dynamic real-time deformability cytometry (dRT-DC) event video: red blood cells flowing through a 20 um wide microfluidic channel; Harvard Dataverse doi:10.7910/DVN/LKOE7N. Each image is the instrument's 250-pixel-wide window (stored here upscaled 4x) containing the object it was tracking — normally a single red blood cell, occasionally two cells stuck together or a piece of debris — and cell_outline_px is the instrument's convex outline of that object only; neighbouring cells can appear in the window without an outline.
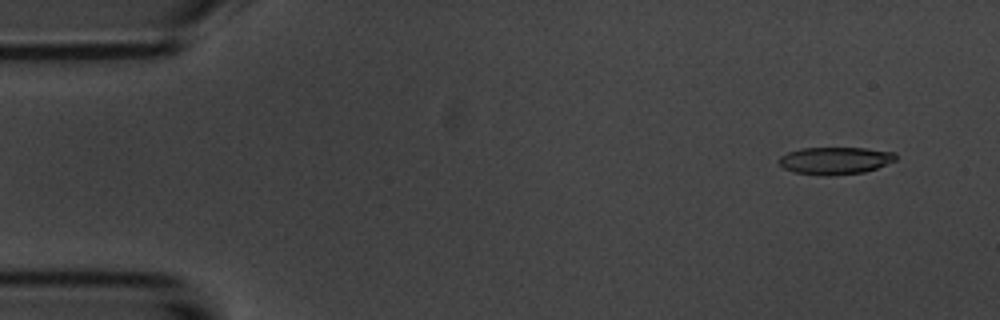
{"species": "common noctule bat (a hibernating species)", "species_latin": "Nyctalus noctula", "temperature_condition": "room temperature", "stored_images_in_passage": 7, "camera_frame_rate_fps": 3000, "um_per_image_px": 0.085, "animal": {"sex": "male", "body_mass_g": 20.1, "forearm_length_mm": 53.5}, "frame": {"image": 1, "passage_image": 2, "time_ms": 1.0, "image_size_px": [1000, 320], "cell_outline_px": [[896, 160], [876, 168], [864, 172], [828, 176], [820, 176], [796, 172], [784, 168], [780, 164], [780, 156], [788, 152], [800, 148], [864, 148], [896, 152]], "centroid_in_image_um": [71.0, 13.65], "position_along_channel_um": 14.0, "area_um2": 18.55}}
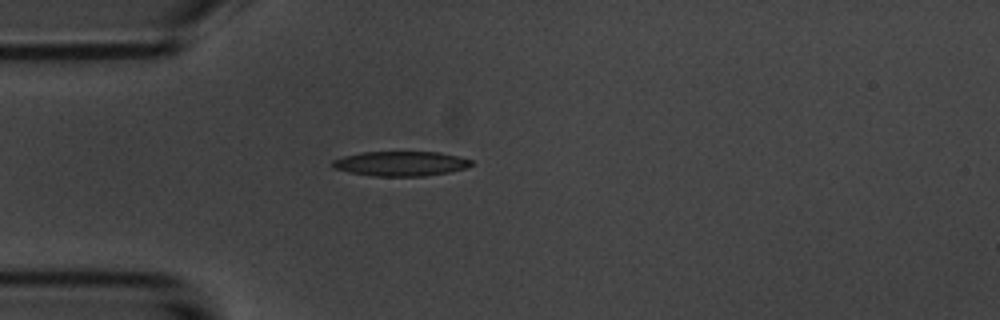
{"frame": {"image": 2, "passage_image": 5, "time_ms": 4.667, "image_size_px": [1000, 320], "cell_outline_px": [[472, 164], [464, 168], [448, 172], [424, 176], [372, 176], [348, 172], [332, 168], [332, 160], [344, 156], [360, 152], [440, 152], [460, 156], [472, 160]], "centroid_in_image_um": [34.03, 13.9], "position_along_channel_um": 51.0, "area_um2": 20.06}}